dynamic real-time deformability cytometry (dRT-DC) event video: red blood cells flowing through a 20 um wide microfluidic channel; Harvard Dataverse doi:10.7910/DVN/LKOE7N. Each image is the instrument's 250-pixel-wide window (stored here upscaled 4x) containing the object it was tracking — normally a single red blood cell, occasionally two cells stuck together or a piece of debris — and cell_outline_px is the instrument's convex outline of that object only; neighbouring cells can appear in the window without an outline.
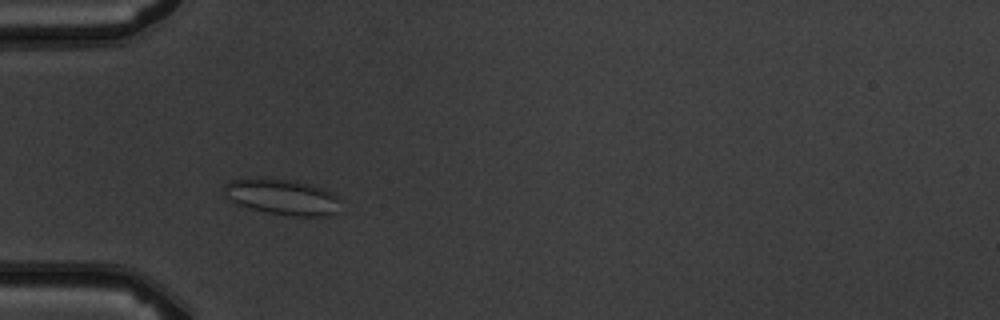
{"species": "common noctule bat (a hibernating species)", "species_latin": "Nyctalus noctula", "temperature_condition": "warm", "stored_images_in_passage": 4, "camera_frame_rate_fps": 3000, "um_per_image_px": 0.085, "animal": {"sex": "male", "body_mass_g": 19.5, "forearm_length_mm": 54.6}, "frame": {"image": 1, "passage_image": 3, "time_ms": 3.0, "image_size_px": [1000, 320], "cell_outline_px": [[340, 200], [336, 212], [324, 216], [292, 216], [268, 212], [236, 204], [224, 196], [224, 184], [228, 180], [260, 176], [264, 176], [296, 180], [320, 188], [336, 196]], "centroid_in_image_um": [23.89, 16.7], "position_along_channel_um": 61.1, "area_um2": 24.51}}
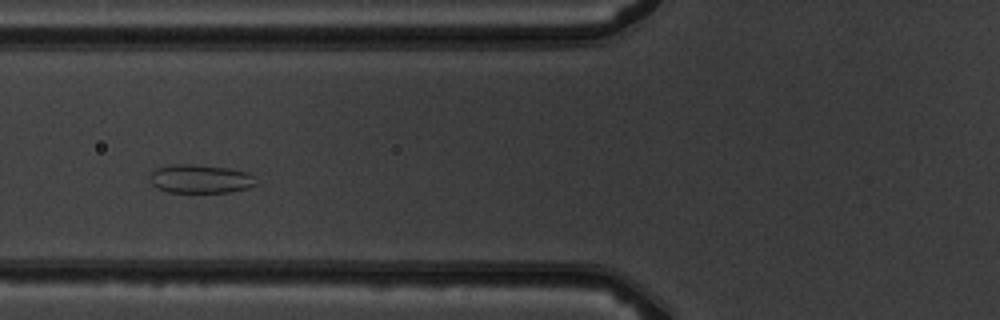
{"frame": {"image": 2, "passage_image": 4, "time_ms": 4.333, "image_size_px": [1000, 320], "cell_outline_px": [[260, 184], [248, 188], [228, 192], [168, 192], [156, 188], [148, 180], [148, 176], [156, 168], [172, 164], [196, 164], [228, 168], [248, 172]], "centroid_in_image_um": [17.01, 15.2], "position_along_channel_um": 108.8, "area_um2": 17.98}}